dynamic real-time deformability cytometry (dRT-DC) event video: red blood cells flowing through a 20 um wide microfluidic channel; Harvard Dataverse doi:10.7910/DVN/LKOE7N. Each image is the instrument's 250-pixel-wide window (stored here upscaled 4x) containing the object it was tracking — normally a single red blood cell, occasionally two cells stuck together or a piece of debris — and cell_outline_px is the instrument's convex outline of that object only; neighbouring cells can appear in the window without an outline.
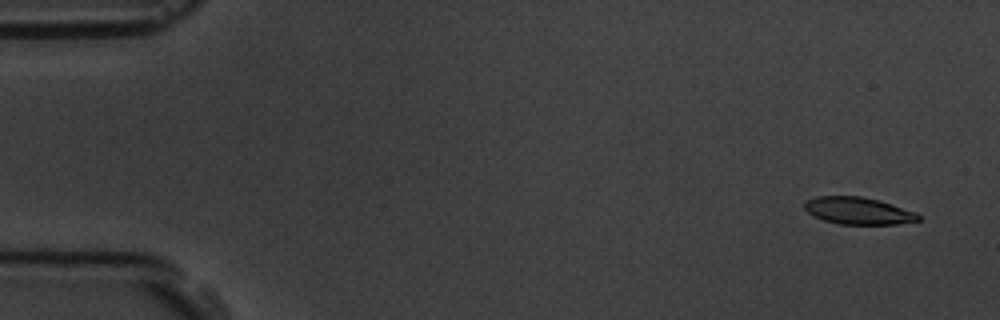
{"species": "common noctule bat (a hibernating species)", "species_latin": "Nyctalus noctula", "temperature_condition": "room temperature", "stored_images_in_passage": 6, "camera_frame_rate_fps": 3000, "um_per_image_px": 0.085, "animal": {"sex": "male", "body_mass_g": 19.5, "forearm_length_mm": 54.6}, "frame": {"image": 1, "passage_image": 1, "time_ms": 0.0, "image_size_px": [1000, 320], "cell_outline_px": [[920, 220], [896, 224], [840, 224], [824, 220], [812, 216], [804, 208], [804, 204], [808, 200], [816, 196], [860, 196], [880, 200], [916, 212], [920, 216]], "centroid_in_image_um": [72.95, 17.91], "position_along_channel_um": 12.1, "area_um2": 17.98}}
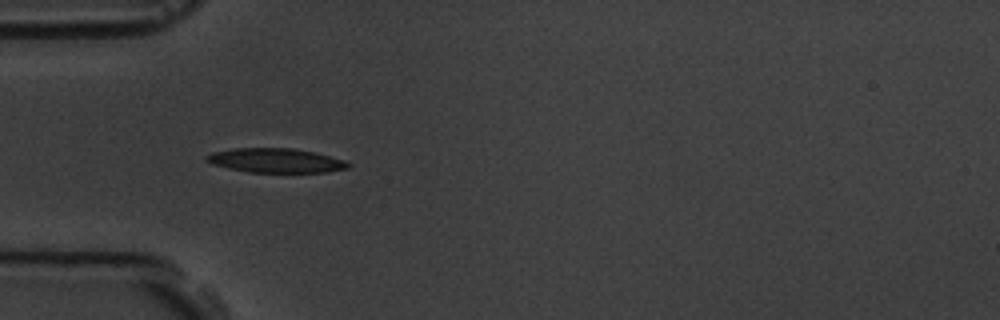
{"frame": {"image": 2, "passage_image": 5, "time_ms": 4.667, "image_size_px": [1000, 320], "cell_outline_px": [[352, 164], [348, 168], [328, 172], [248, 172], [228, 168], [212, 164], [204, 160], [204, 156], [212, 152], [236, 148], [292, 148], [312, 152], [344, 160]], "centroid_in_image_um": [23.4, 13.64], "position_along_channel_um": 61.6, "area_um2": 20.0}}
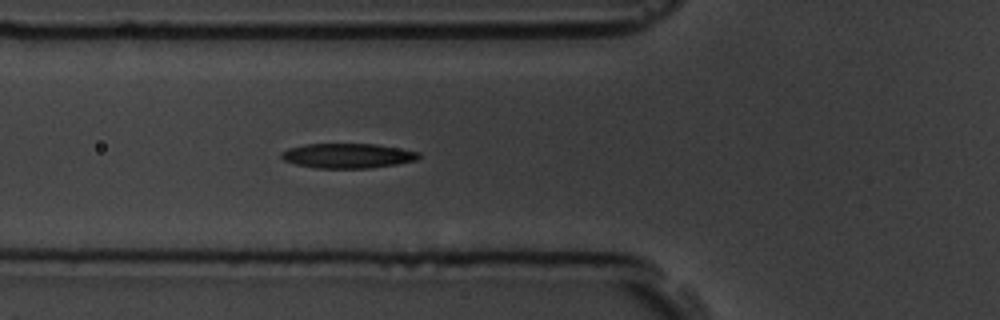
{"frame": {"image": 3, "passage_image": 6, "time_ms": 5.667, "image_size_px": [1000, 320], "cell_outline_px": [[420, 156], [416, 160], [396, 164], [368, 168], [316, 168], [296, 164], [284, 160], [280, 156], [280, 152], [288, 148], [304, 144], [376, 144], [400, 148], [420, 152]], "centroid_in_image_um": [29.53, 13.23], "position_along_channel_um": 96.3, "area_um2": 19.83}}